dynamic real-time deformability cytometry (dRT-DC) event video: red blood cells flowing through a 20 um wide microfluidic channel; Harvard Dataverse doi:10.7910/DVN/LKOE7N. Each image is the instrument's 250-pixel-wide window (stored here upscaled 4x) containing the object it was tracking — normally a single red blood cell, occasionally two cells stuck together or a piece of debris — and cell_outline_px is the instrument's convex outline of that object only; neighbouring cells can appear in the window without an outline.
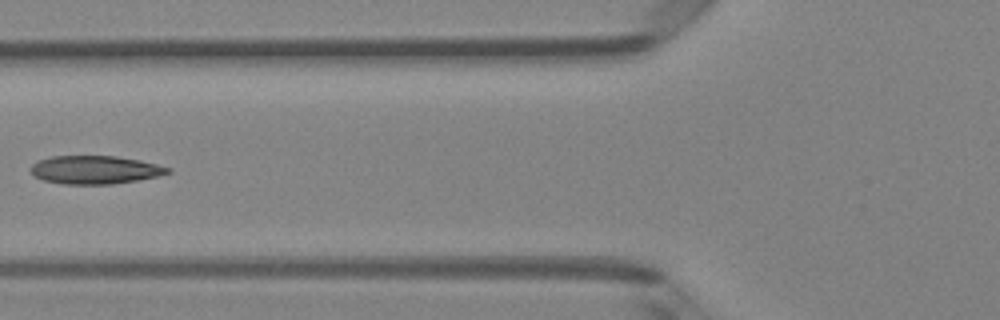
{"species": "Egyptian fruit bat (a non-hibernating species)", "species_latin": "Rousettus aegyptiacus", "temperature_condition": "room temperature", "stored_images_in_passage": 8, "camera_frame_rate_fps": 3000, "um_per_image_px": 0.085, "animal": {"sex": "female"}, "frame": {"image": 1, "passage_image": 6, "time_ms": 1.667, "image_size_px": [1000, 320], "cell_outline_px": [[172, 172], [156, 176], [136, 180], [112, 184], [64, 184], [44, 180], [36, 176], [32, 172], [32, 164], [36, 160], [52, 156], [116, 156], [140, 160], [172, 168]], "centroid_in_image_um": [8.09, 14.42], "position_along_channel_um": 117.7, "area_um2": 22.43}}
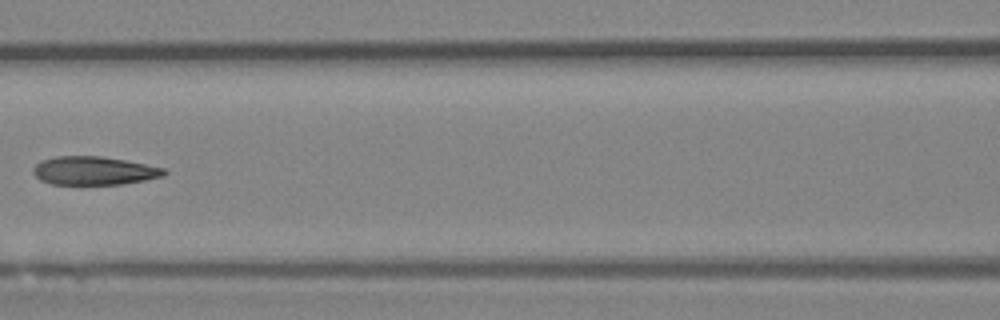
{"frame": {"image": 2, "passage_image": 7, "time_ms": 2.0, "image_size_px": [1000, 320], "cell_outline_px": [[168, 172], [164, 176], [144, 180], [120, 184], [52, 184], [40, 180], [32, 172], [32, 168], [40, 160], [56, 156], [100, 156], [124, 160], [164, 168]], "centroid_in_image_um": [7.95, 14.5], "position_along_channel_um": 158.6, "area_um2": 21.62}}
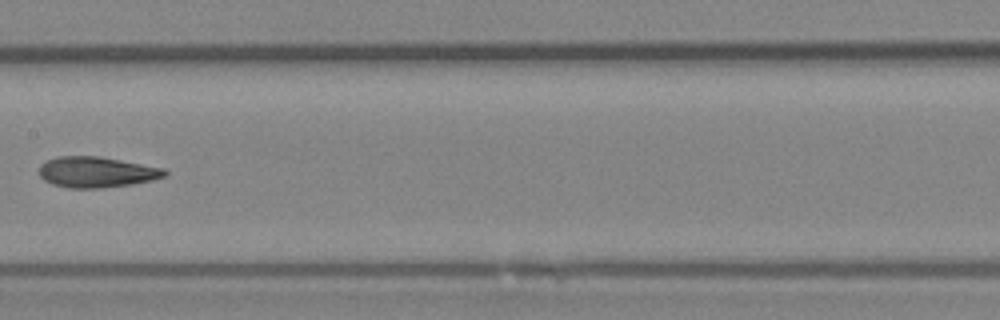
{"frame": {"image": 3, "passage_image": 8, "time_ms": 2.333, "image_size_px": [1000, 320], "cell_outline_px": [[168, 176], [152, 180], [128, 184], [100, 188], [68, 188], [52, 184], [44, 180], [40, 176], [40, 164], [56, 156], [100, 156], [164, 168], [168, 172]], "centroid_in_image_um": [8.21, 14.62], "position_along_channel_um": 199.2, "area_um2": 22.48}}